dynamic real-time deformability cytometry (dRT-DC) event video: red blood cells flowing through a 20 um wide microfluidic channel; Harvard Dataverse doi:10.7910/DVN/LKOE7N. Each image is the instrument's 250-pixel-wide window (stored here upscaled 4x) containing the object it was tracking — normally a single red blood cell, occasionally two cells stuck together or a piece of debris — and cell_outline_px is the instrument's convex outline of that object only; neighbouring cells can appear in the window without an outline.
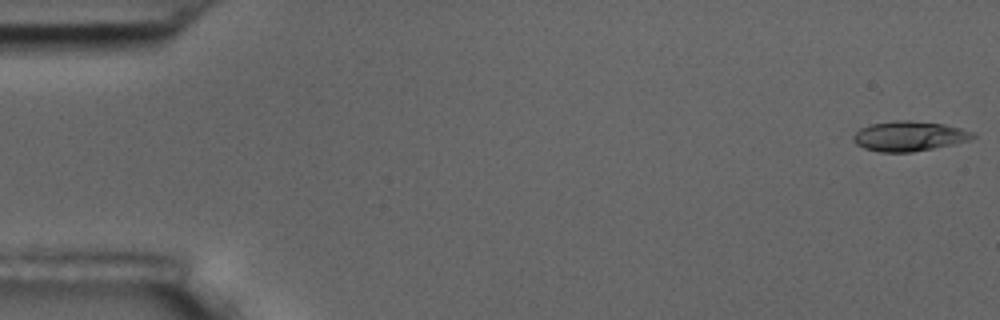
{"species": "common noctule bat (a hibernating species)", "species_latin": "Nyctalus noctula", "temperature_condition": "room temperature", "stored_images_in_passage": 8, "camera_frame_rate_fps": 3000, "um_per_image_px": 0.085, "animal": {"sex": "male", "body_mass_g": 17.5, "forearm_length_mm": 52.3}, "frame": {"image": 1, "passage_image": 1, "time_ms": 0.0, "image_size_px": [1000, 320], "cell_outline_px": [[976, 136], [968, 140], [952, 144], [912, 152], [880, 152], [864, 148], [856, 144], [852, 140], [852, 136], [860, 128], [872, 124], [896, 120], [912, 120], [944, 124], [960, 128], [972, 132]], "centroid_in_image_um": [77.23, 11.56], "position_along_channel_um": 7.8, "area_um2": 20.69}}
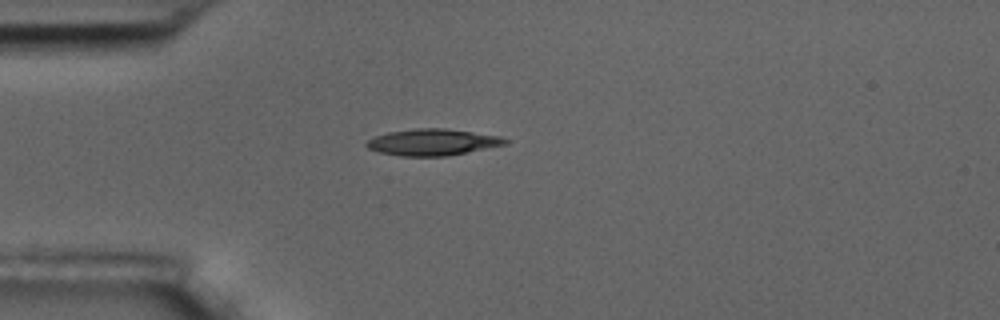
{"frame": {"image": 2, "passage_image": 5, "time_ms": 4.667, "image_size_px": [1000, 320], "cell_outline_px": [[512, 140], [508, 144], [448, 156], [400, 156], [380, 152], [368, 148], [364, 144], [368, 140], [376, 136], [388, 132], [416, 128], [444, 128], [500, 136]], "centroid_in_image_um": [36.81, 12.09], "position_along_channel_um": 48.2, "area_um2": 21.44}}